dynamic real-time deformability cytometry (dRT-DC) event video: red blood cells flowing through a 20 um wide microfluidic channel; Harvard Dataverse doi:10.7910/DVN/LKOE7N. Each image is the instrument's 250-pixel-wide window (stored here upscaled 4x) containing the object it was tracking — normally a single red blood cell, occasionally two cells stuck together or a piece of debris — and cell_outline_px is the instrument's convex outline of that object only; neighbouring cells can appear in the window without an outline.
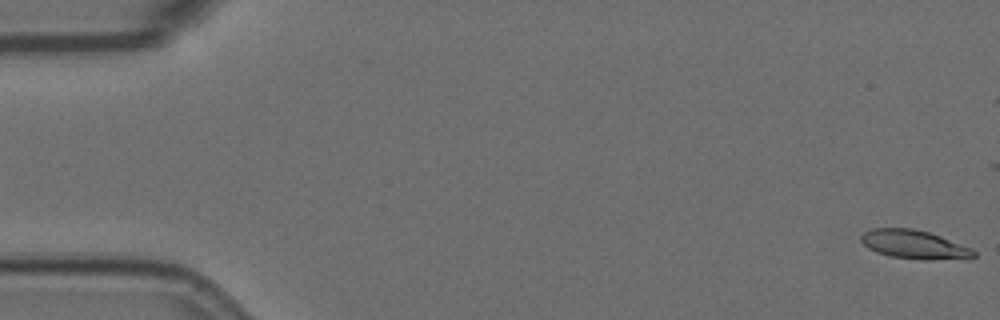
{"species": "Egyptian fruit bat (a non-hibernating species)", "species_latin": "Rousettus aegyptiacus", "temperature_condition": "room temperature", "stored_images_in_passage": 59, "camera_frame_rate_fps": 3000, "um_per_image_px": 0.085, "animal": {"sex": "female"}, "frame": {"image": 1, "passage_image": 1, "time_ms": 0.0, "image_size_px": [1000, 320], "cell_outline_px": [[976, 256], [972, 260], [920, 260], [892, 256], [876, 252], [868, 248], [860, 240], [860, 236], [864, 232], [872, 228], [912, 228], [928, 232], [940, 236], [972, 248], [976, 252]], "centroid_in_image_um": [77.79, 20.81], "position_along_channel_um": 7.2, "area_um2": 19.25}}
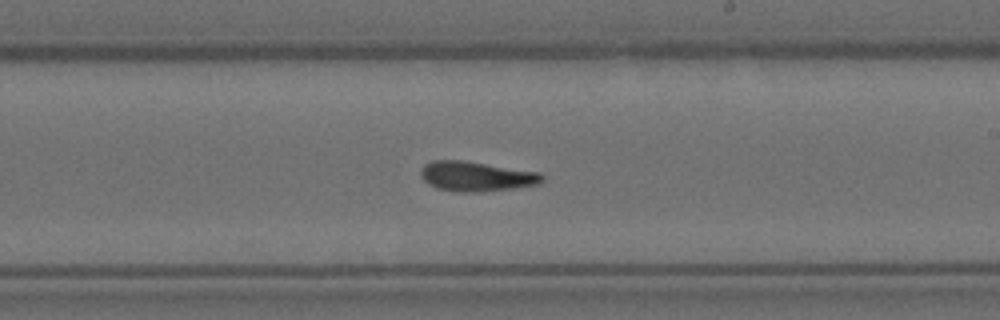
{"frame": {"image": 2, "passage_image": 34, "time_ms": 11.0, "image_size_px": [1000, 320], "cell_outline_px": [[544, 180], [540, 184], [512, 188], [476, 192], [460, 192], [436, 188], [428, 184], [420, 176], [420, 168], [424, 164], [432, 160], [464, 160], [540, 172], [544, 176]], "centroid_in_image_um": [40.47, 14.98], "position_along_channel_um": 248.5, "area_um2": 21.27}}
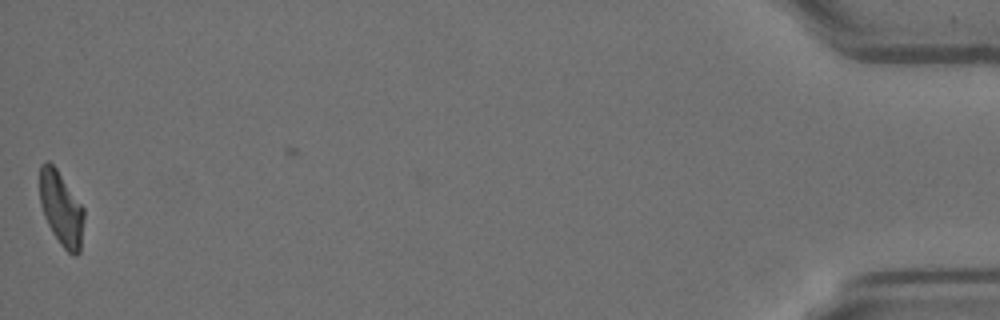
{"frame": {"image": 3, "passage_image": 58, "time_ms": 19.0, "image_size_px": [1000, 320], "cell_outline_px": [[84, 216], [80, 252], [76, 256], [72, 256], [60, 244], [52, 232], [44, 216], [40, 204], [40, 164], [48, 160], [56, 168], [84, 208]], "centroid_in_image_um": [5.2, 17.75], "position_along_channel_um": 430.0, "area_um2": 19.07}, "authors_computed_cell_mechanics": {"area_um2": 20.23, "velocity_mm_per_s": 3.5015, "shape_relaxation_time_tau1_ms": null, "shape_relaxation_time_tau2_ms": 4.2546, "deformation_change_tau1": null, "deformation_change_tau2": 0.1298}}